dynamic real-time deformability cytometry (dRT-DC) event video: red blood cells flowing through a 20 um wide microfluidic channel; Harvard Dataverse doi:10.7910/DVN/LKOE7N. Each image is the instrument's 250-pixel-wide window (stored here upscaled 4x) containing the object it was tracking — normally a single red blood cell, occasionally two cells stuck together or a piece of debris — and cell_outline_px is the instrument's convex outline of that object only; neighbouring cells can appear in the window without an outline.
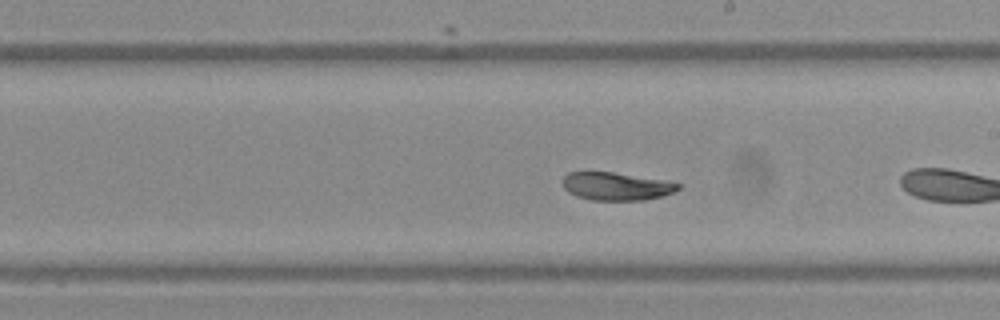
{"species": "Egyptian fruit bat (a non-hibernating species)", "species_latin": "Rousettus aegyptiacus", "temperature_condition": "warm", "stored_images_in_passage": 16, "camera_frame_rate_fps": 3000, "um_per_image_px": 0.085, "frame": {"image": 1, "passage_image": 14, "time_ms": 4.333, "image_size_px": [1000, 320], "cell_outline_px": [[680, 188], [672, 192], [660, 196], [644, 200], [592, 200], [576, 196], [568, 192], [564, 188], [564, 176], [568, 172], [612, 172], [664, 180], [680, 184]], "centroid_in_image_um": [52.36, 15.83], "position_along_channel_um": 236.6, "area_um2": 18.55}}